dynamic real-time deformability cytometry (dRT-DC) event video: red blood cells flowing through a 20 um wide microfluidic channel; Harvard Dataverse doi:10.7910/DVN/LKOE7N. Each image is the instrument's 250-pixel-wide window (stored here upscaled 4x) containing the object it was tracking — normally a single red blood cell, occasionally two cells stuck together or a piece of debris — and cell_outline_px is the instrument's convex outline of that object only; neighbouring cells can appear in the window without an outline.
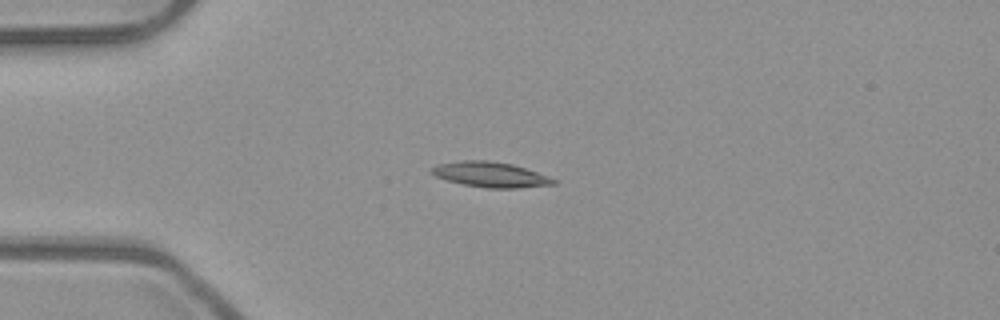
{"species": "common noctule bat (a hibernating species)", "species_latin": "Nyctalus noctula", "temperature_condition": "room temperature", "stored_images_in_passage": 5, "camera_frame_rate_fps": 3000, "um_per_image_px": 0.085, "animal": {"sex": "male", "body_mass_g": 23.1, "forearm_length_mm": 52.7}, "frame": {"image": 1, "passage_image": 2, "time_ms": 0.333, "image_size_px": [1000, 320], "cell_outline_px": [[556, 184], [520, 188], [488, 188], [464, 184], [448, 180], [436, 176], [432, 172], [432, 168], [440, 164], [464, 160], [488, 160], [512, 164], [548, 176], [556, 180]], "centroid_in_image_um": [41.74, 14.84], "position_along_channel_um": 43.3, "area_um2": 17.57}}
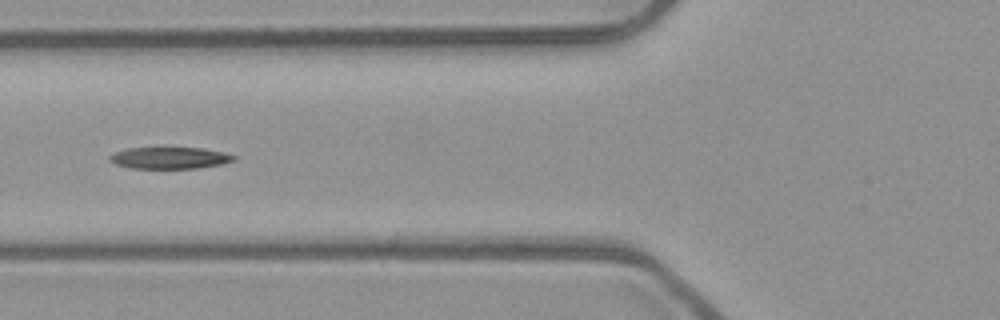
{"frame": {"image": 2, "passage_image": 4, "time_ms": 1.0, "image_size_px": [1000, 320], "cell_outline_px": [[236, 160], [224, 164], [200, 168], [128, 168], [116, 164], [108, 160], [108, 156], [116, 152], [128, 148], [200, 148], [224, 152], [236, 156]], "centroid_in_image_um": [14.45, 13.43], "position_along_channel_um": 111.4, "area_um2": 15.72}}
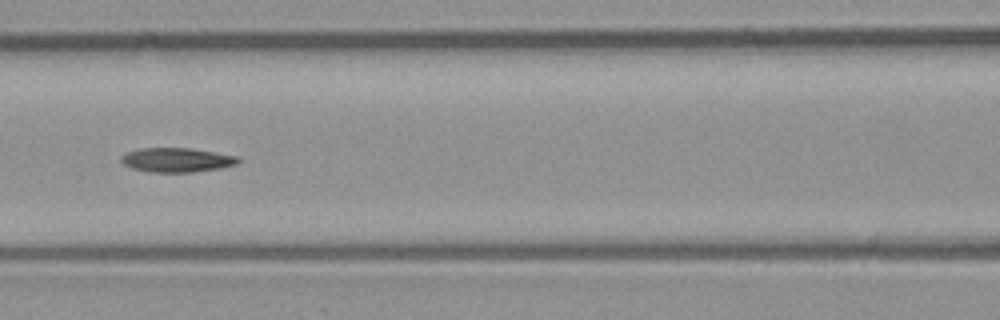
{"frame": {"image": 3, "passage_image": 5, "time_ms": 1.333, "image_size_px": [1000, 320], "cell_outline_px": [[240, 160], [236, 164], [220, 168], [192, 172], [148, 172], [132, 168], [124, 164], [120, 160], [120, 156], [128, 152], [140, 148], [188, 148], [236, 156]], "centroid_in_image_um": [14.97, 13.6], "position_along_channel_um": 151.6, "area_um2": 16.36}}